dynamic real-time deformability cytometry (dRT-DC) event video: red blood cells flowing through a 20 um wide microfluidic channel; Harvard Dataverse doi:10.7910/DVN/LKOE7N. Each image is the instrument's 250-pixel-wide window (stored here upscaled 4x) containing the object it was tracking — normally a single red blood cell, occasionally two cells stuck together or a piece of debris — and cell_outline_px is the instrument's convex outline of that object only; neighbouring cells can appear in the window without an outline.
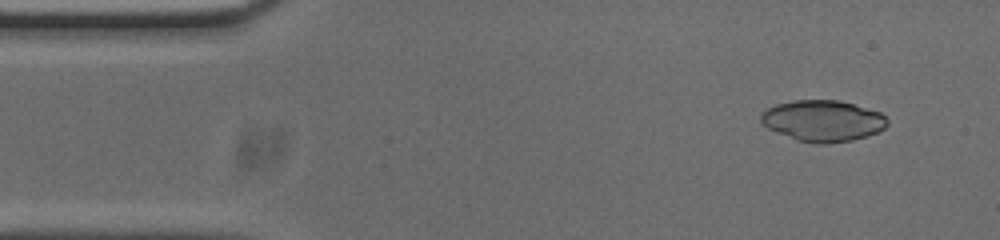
{"species": "common noctule bat (a hibernating species)", "species_latin": "Nyctalus noctula", "temperature_condition": "cold", "stored_images_in_passage": 52, "camera_frame_rate_fps": 3000, "um_per_image_px": 0.085, "animal": {"sex": "male", "body_mass_g": 20.0, "forearm_length_mm": 53.3}, "frame": {"image": 1, "passage_image": 4, "time_ms": 1.0, "image_size_px": [1000, 240], "cell_outline_px": [[888, 124], [884, 128], [868, 136], [852, 140], [824, 144], [812, 144], [796, 140], [768, 128], [760, 120], [760, 116], [768, 108], [776, 104], [796, 100], [836, 100], [852, 104], [880, 112], [888, 120]], "centroid_in_image_um": [69.94, 10.28], "position_along_channel_um": 15.1, "area_um2": 30.17}}